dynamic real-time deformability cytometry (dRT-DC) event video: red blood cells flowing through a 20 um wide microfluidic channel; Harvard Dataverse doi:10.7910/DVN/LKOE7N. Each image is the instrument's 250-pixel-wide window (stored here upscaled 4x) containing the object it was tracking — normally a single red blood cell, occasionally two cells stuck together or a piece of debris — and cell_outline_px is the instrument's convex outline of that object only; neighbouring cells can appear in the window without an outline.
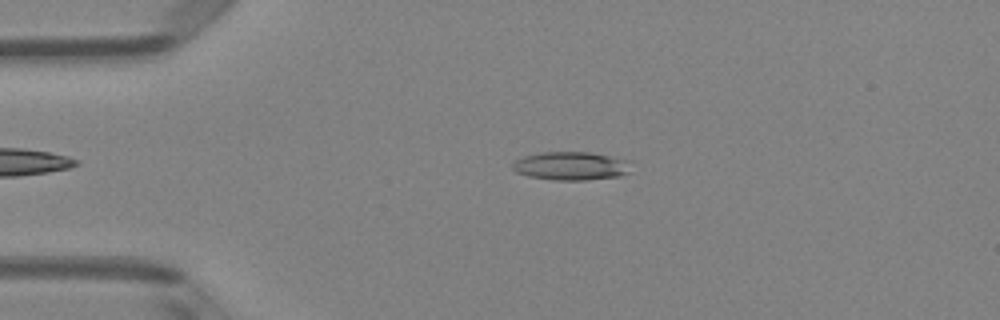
{"species": "Egyptian fruit bat (a non-hibernating species)", "species_latin": "Rousettus aegyptiacus", "temperature_condition": "room temperature", "stored_images_in_passage": 38, "camera_frame_rate_fps": 3000, "um_per_image_px": 0.085, "animal": {"sex": "female"}, "frame": {"image": 1, "passage_image": 5, "time_ms": 1.333, "image_size_px": [1000, 320], "cell_outline_px": [[632, 172], [620, 176], [588, 180], [556, 180], [528, 176], [516, 172], [512, 168], [512, 164], [516, 160], [524, 156], [540, 152], [592, 152], [628, 160]], "centroid_in_image_um": [48.56, 14.11], "position_along_channel_um": 36.4, "area_um2": 19.77}}
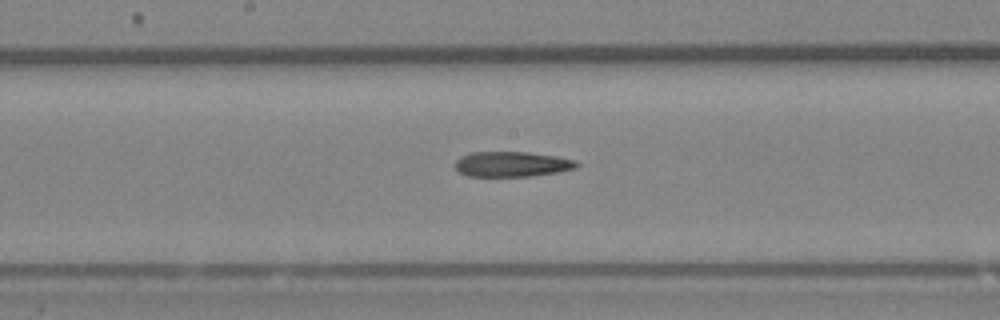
{"frame": {"image": 2, "passage_image": 20, "time_ms": 6.333, "image_size_px": [1000, 320], "cell_outline_px": [[580, 164], [576, 168], [560, 172], [532, 176], [468, 176], [460, 172], [456, 168], [456, 160], [460, 156], [472, 152], [528, 152], [556, 156], [576, 160]], "centroid_in_image_um": [43.55, 13.95], "position_along_channel_um": 204.6, "area_um2": 17.92}}
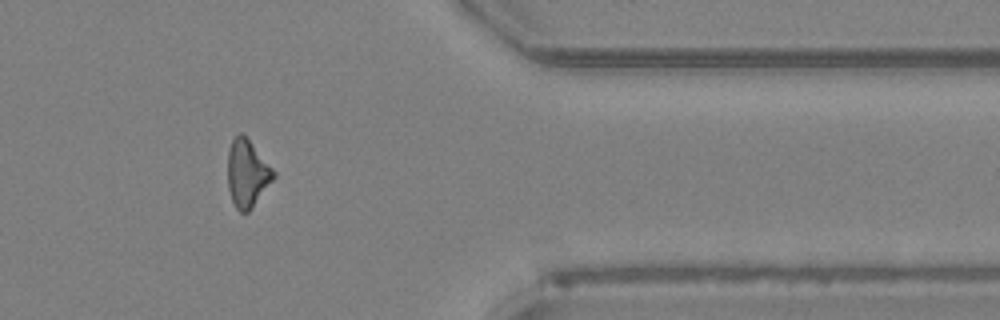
{"frame": {"image": 3, "passage_image": 35, "time_ms": 11.333, "image_size_px": [1000, 320], "cell_outline_px": [[276, 176], [252, 208], [248, 212], [240, 212], [236, 208], [232, 200], [228, 188], [228, 152], [232, 140], [240, 132], [248, 140], [276, 172]], "centroid_in_image_um": [21.01, 14.78], "position_along_channel_um": 390.4, "area_um2": 17.69}}